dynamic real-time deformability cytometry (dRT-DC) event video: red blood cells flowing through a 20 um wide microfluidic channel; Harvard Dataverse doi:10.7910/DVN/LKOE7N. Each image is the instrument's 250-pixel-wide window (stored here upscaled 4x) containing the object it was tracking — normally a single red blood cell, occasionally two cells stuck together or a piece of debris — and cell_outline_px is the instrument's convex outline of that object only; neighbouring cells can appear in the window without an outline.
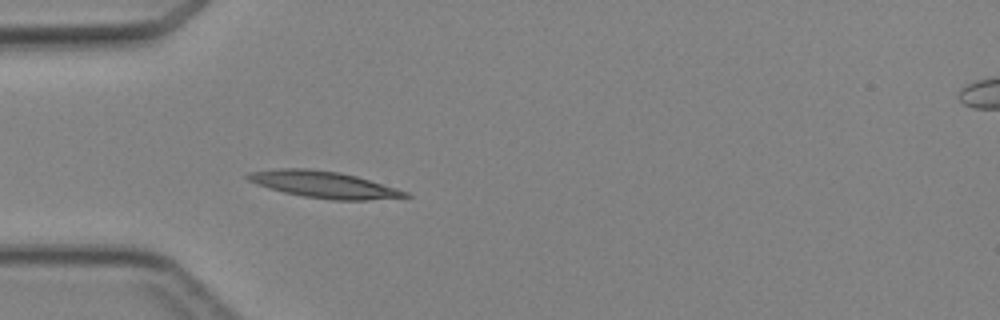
{"species": "Egyptian fruit bat (a non-hibernating species)", "species_latin": "Rousettus aegyptiacus", "temperature_condition": "cold", "stored_images_in_passage": 3, "camera_frame_rate_fps": 3000, "um_per_image_px": 0.085, "animal": {"sex": "female"}, "frame": {"image": 1, "passage_image": 3, "time_ms": 3.333, "image_size_px": [1000, 320], "cell_outline_px": [[412, 196], [368, 200], [332, 200], [304, 196], [284, 192], [268, 188], [256, 184], [248, 180], [244, 176], [248, 172], [280, 168], [308, 168], [340, 172], [356, 176], [396, 188], [408, 192]], "centroid_in_image_um": [27.49, 15.68], "position_along_channel_um": 57.5, "area_um2": 24.39}}